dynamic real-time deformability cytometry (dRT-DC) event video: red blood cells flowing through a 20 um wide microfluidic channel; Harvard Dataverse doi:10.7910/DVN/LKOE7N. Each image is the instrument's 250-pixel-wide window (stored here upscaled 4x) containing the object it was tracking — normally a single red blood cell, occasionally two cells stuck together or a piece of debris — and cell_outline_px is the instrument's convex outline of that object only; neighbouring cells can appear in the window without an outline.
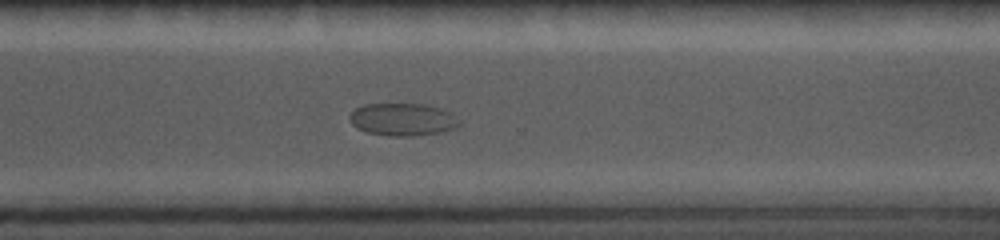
{"species": "common noctule bat (a hibernating species)", "species_latin": "Nyctalus noctula", "temperature_condition": "cold", "stored_images_in_passage": 20, "camera_frame_rate_fps": 5000, "um_per_image_px": 0.085, "animal": {"sex": "female", "body_mass_g": 19.0, "forearm_length_mm": 56.7}, "frame": {"image": 1, "passage_image": 20, "time_ms": 11.2, "image_size_px": [1000, 240], "cell_outline_px": [[460, 124], [452, 128], [436, 132], [416, 136], [388, 136], [368, 132], [356, 128], [352, 124], [348, 116], [356, 108], [364, 104], [424, 104], [452, 112], [460, 120]], "centroid_in_image_um": [34.2, 10.15], "position_along_channel_um": 336.4, "area_um2": 20.69}}